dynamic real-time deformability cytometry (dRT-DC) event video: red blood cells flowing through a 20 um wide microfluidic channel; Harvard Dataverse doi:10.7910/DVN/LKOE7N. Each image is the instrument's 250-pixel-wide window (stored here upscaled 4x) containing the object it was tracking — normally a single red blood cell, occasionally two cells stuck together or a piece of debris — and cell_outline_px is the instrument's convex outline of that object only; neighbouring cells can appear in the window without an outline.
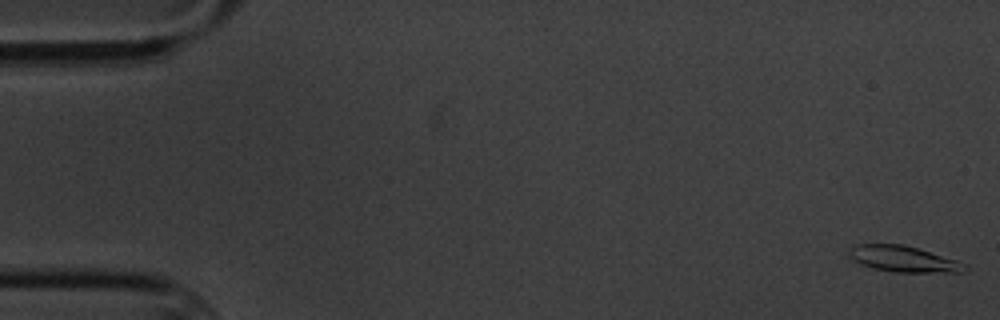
{"species": "common noctule bat (a hibernating species)", "species_latin": "Nyctalus noctula", "temperature_condition": "cold", "stored_images_in_passage": 7, "camera_frame_rate_fps": 3000, "um_per_image_px": 0.085, "animal": {"sex": "male", "body_mass_g": 20.1, "forearm_length_mm": 53.5}, "frame": {"image": 1, "passage_image": 1, "time_ms": 0.0, "image_size_px": [1000, 320], "cell_outline_px": [[968, 268], [964, 272], [892, 272], [872, 268], [860, 264], [848, 256], [848, 248], [856, 244], [904, 244], [956, 260], [968, 264]], "centroid_in_image_um": [76.77, 22.01], "position_along_channel_um": 8.2, "area_um2": 17.69}}
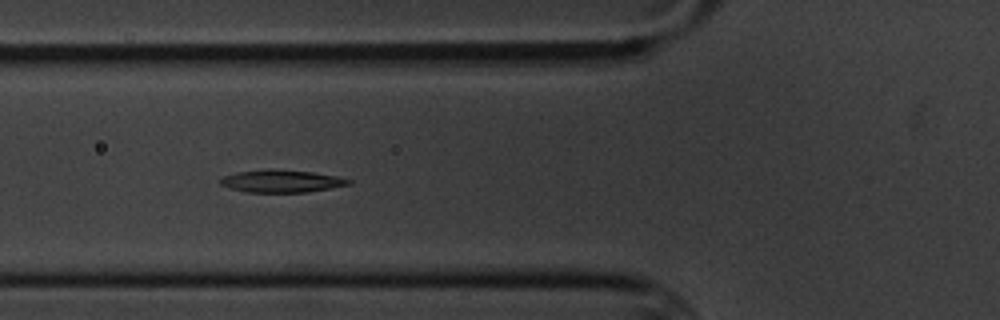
{"frame": {"image": 2, "passage_image": 6, "time_ms": 6.667, "image_size_px": [1000, 320], "cell_outline_px": [[352, 184], [308, 192], [248, 192], [232, 188], [220, 184], [220, 180], [224, 176], [236, 172], [272, 168], [312, 172], [336, 176], [352, 180]], "centroid_in_image_um": [23.95, 15.38], "position_along_channel_um": 101.8, "area_um2": 16.76}}
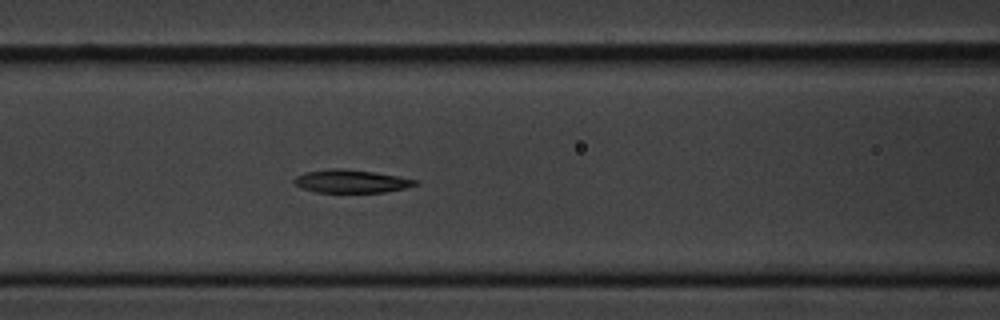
{"frame": {"image": 3, "passage_image": 7, "time_ms": 7.667, "image_size_px": [1000, 320], "cell_outline_px": [[420, 184], [404, 188], [384, 192], [316, 192], [304, 188], [296, 184], [292, 180], [296, 176], [304, 172], [332, 168], [344, 168], [372, 172], [396, 176], [416, 180]], "centroid_in_image_um": [29.82, 15.4], "position_along_channel_um": 136.8, "area_um2": 16.07}}